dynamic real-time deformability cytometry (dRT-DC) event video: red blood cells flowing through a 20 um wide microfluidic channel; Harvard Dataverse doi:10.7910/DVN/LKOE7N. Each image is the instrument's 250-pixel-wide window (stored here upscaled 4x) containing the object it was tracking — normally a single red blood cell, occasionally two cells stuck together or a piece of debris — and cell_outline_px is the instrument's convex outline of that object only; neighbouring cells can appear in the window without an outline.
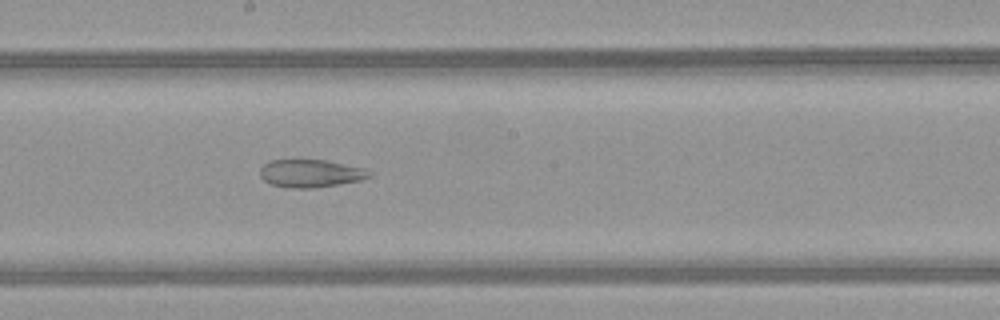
{"species": "common noctule bat (a hibernating species)", "species_latin": "Nyctalus noctula", "temperature_condition": "warm", "stored_images_in_passage": 50, "camera_frame_rate_fps": 3000, "um_per_image_px": 0.085, "animal": {"sex": "female", "body_mass_g": 21.9}, "frame": {"image": 1, "passage_image": 29, "time_ms": 9.333, "image_size_px": [1000, 320], "cell_outline_px": [[372, 176], [360, 180], [312, 188], [288, 188], [272, 184], [264, 180], [260, 176], [260, 168], [268, 160], [328, 160], [364, 168], [372, 172]], "centroid_in_image_um": [26.4, 14.73], "position_along_channel_um": 221.8, "area_um2": 17.69}}
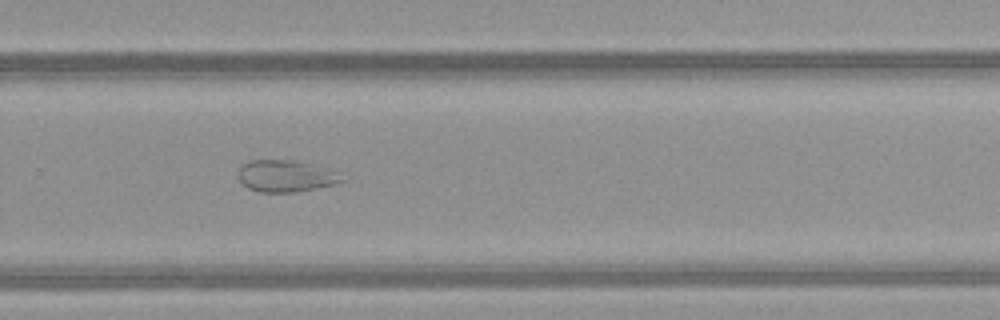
{"frame": {"image": 2, "passage_image": 35, "time_ms": 11.333, "image_size_px": [1000, 320], "cell_outline_px": [[348, 180], [336, 184], [296, 192], [260, 192], [248, 188], [236, 176], [240, 168], [248, 160], [296, 160], [312, 164], [340, 172]], "centroid_in_image_um": [24.35, 14.96], "position_along_channel_um": 305.5, "area_um2": 19.48}}
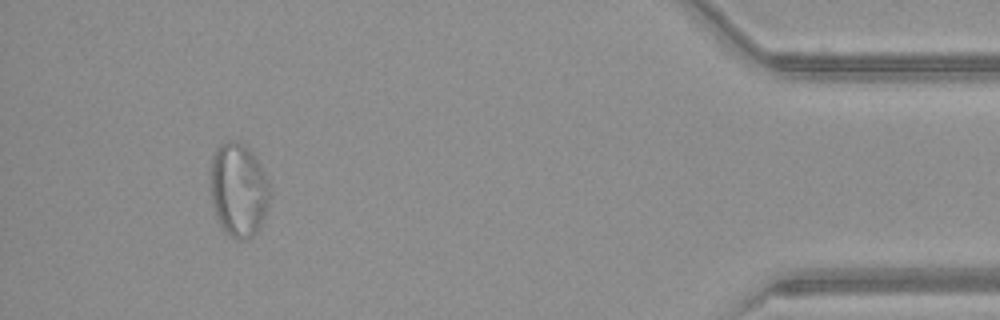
{"frame": {"image": 3, "passage_image": 47, "time_ms": 15.333, "image_size_px": [1000, 320], "cell_outline_px": [[268, 204], [260, 228], [252, 236], [244, 240], [236, 240], [228, 236], [224, 232], [216, 216], [212, 204], [208, 172], [212, 156], [216, 148], [220, 144], [228, 140], [232, 140], [244, 144], [256, 156], [268, 184]], "centroid_in_image_um": [20.21, 16.14], "position_along_channel_um": 415.0, "area_um2": 32.83}, "authors_computed_cell_mechanics": {"area_um2": 29.8248, "velocity_mm_per_s": 4.2112, "shape_relaxation_time_tau1_ms": null, "shape_relaxation_time_tau2_ms": 1.3862, "deformation_change_tau1": null, "deformation_change_tau2": 0.0729}}